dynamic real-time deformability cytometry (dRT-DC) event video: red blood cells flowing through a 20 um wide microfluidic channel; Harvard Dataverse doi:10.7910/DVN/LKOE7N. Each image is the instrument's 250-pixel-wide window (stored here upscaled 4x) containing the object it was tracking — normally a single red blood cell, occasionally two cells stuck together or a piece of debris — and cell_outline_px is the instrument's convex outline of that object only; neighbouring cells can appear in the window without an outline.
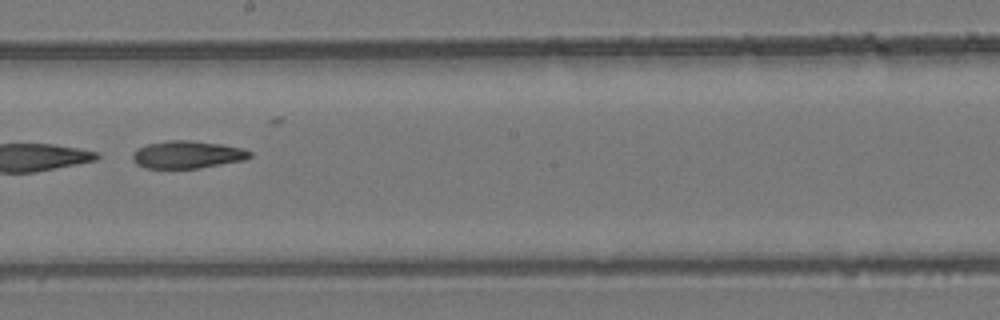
{"species": "common noctule bat (a hibernating species)", "species_latin": "Nyctalus noctula", "temperature_condition": "room temperature", "stored_images_in_passage": 48, "camera_frame_rate_fps": 3000, "um_per_image_px": 0.085, "animal": {"sex": "female", "body_mass_g": 24.6, "forearm_length_mm": 56.2}, "frame": {"image": 1, "passage_image": 28, "time_ms": 9.0, "image_size_px": [1000, 320], "cell_outline_px": [[252, 156], [244, 160], [200, 168], [144, 168], [136, 164], [132, 160], [132, 152], [148, 144], [168, 140], [192, 140], [220, 144], [244, 148], [252, 152]], "centroid_in_image_um": [15.93, 13.14], "position_along_channel_um": 232.3, "area_um2": 18.9}}